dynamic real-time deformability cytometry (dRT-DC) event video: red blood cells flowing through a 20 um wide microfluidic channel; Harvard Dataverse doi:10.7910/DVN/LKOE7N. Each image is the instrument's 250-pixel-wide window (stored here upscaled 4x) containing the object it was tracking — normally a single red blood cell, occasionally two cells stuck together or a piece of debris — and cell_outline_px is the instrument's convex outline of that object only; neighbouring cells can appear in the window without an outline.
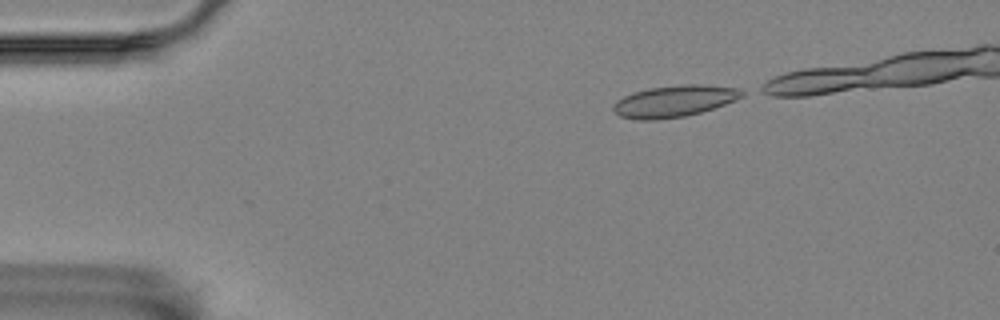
{"species": "Egyptian fruit bat (a non-hibernating species)", "species_latin": "Rousettus aegyptiacus", "temperature_condition": "room temperature", "stored_images_in_passage": 4, "camera_frame_rate_fps": 3000, "um_per_image_px": 0.085, "animal": {"sex": "female"}, "frame": {"image": 1, "passage_image": 4, "time_ms": 1.0, "image_size_px": [1000, 320], "cell_outline_px": [[744, 96], [724, 104], [700, 112], [684, 116], [656, 120], [636, 120], [620, 116], [612, 108], [612, 104], [616, 100], [632, 92], [648, 88], [680, 84], [700, 84], [736, 88], [744, 92]], "centroid_in_image_um": [57.25, 8.59], "position_along_channel_um": 27.7, "area_um2": 23.64}}